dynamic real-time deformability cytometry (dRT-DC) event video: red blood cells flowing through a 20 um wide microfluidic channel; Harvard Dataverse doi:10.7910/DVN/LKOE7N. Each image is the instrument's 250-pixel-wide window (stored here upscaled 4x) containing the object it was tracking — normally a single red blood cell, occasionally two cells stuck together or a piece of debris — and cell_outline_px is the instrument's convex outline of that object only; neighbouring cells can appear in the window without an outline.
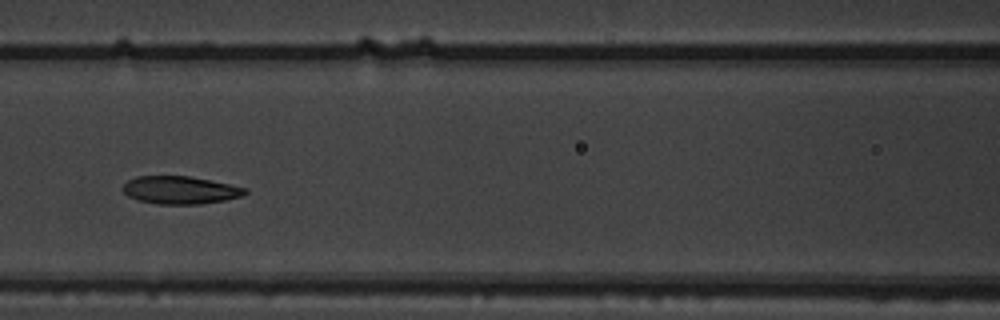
{"species": "common noctule bat (a hibernating species)", "species_latin": "Nyctalus noctula", "temperature_condition": "warm", "stored_images_in_passage": 12, "camera_frame_rate_fps": 3000, "um_per_image_px": 0.085, "animal": {"sex": "male", "body_mass_g": 19.5, "forearm_length_mm": 54.6}, "frame": {"image": 1, "passage_image": 4, "time_ms": 1.0, "image_size_px": [1000, 320], "cell_outline_px": [[248, 192], [240, 196], [228, 200], [200, 204], [156, 204], [136, 200], [128, 196], [120, 188], [128, 180], [136, 176], [188, 176], [248, 188]], "centroid_in_image_um": [15.28, 16.16], "position_along_channel_um": 151.3, "area_um2": 19.88}}
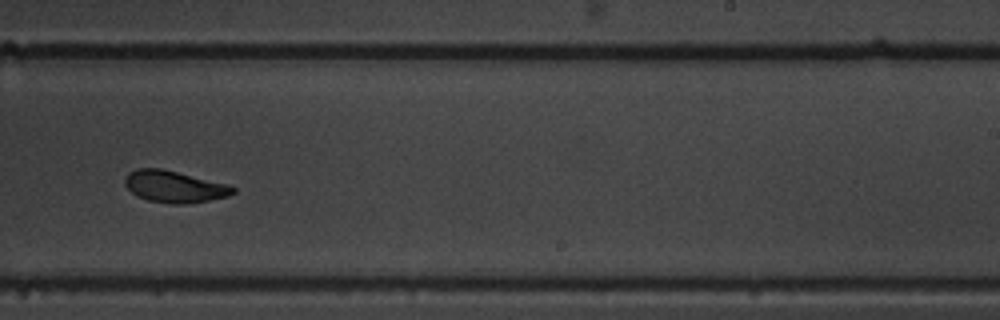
{"frame": {"image": 2, "passage_image": 7, "time_ms": 2.0, "image_size_px": [1000, 320], "cell_outline_px": [[236, 192], [228, 196], [188, 204], [172, 204], [148, 200], [136, 196], [124, 184], [124, 180], [128, 172], [136, 168], [160, 168], [228, 184], [236, 188]], "centroid_in_image_um": [14.81, 15.86], "position_along_channel_um": 274.2, "area_um2": 20.0}}
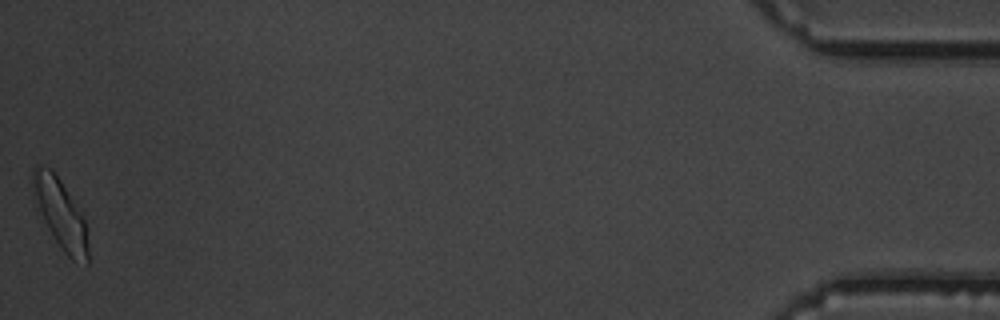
{"frame": {"image": 3, "passage_image": 12, "time_ms": 3.667, "image_size_px": [1000, 320], "cell_outline_px": [[88, 264], [72, 260], [64, 252], [36, 212], [32, 184], [32, 168], [36, 164], [48, 168], [60, 180], [84, 216], [88, 244]], "centroid_in_image_um": [5.11, 18.17], "position_along_channel_um": 430.1, "area_um2": 22.48}}